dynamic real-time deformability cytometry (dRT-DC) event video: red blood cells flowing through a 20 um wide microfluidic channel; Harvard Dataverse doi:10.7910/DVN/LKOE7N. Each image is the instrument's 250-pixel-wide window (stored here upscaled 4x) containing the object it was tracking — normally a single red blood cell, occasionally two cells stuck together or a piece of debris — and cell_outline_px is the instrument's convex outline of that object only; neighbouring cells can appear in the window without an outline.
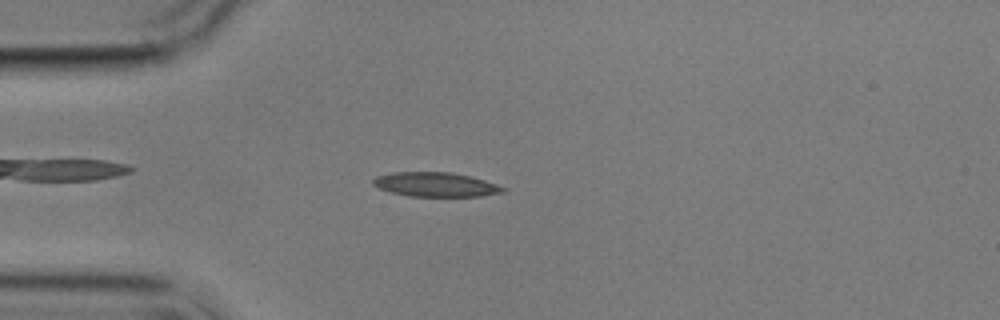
{"species": "common noctule bat (a hibernating species)", "species_latin": "Nyctalus noctula", "temperature_condition": "cold", "stored_images_in_passage": 5, "camera_frame_rate_fps": 3000, "um_per_image_px": 0.085, "animal": {"sex": "male", "body_mass_g": 17.9}, "frame": {"image": 1, "passage_image": 5, "time_ms": 4.333, "image_size_px": [1000, 320], "cell_outline_px": [[508, 188], [504, 192], [480, 196], [408, 196], [392, 192], [380, 188], [372, 184], [372, 180], [376, 176], [392, 172], [452, 172], [472, 176]], "centroid_in_image_um": [37.04, 15.67], "position_along_channel_um": 48.0, "area_um2": 18.44}}